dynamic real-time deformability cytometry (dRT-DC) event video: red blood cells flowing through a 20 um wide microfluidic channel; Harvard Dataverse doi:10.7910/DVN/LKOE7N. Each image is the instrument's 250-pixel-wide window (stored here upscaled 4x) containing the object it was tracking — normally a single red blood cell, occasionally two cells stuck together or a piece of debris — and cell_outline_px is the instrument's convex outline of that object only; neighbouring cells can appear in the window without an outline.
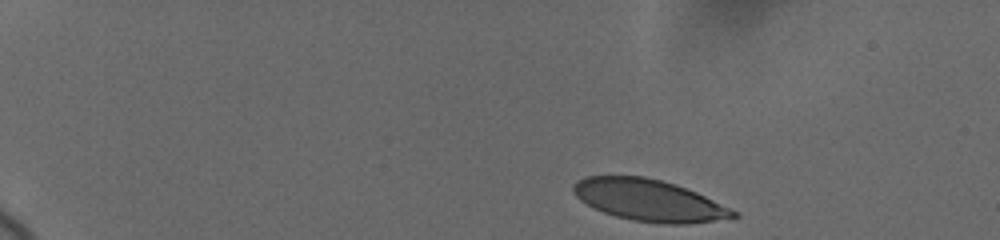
{"species": "human", "species_latin": "Homo sapiens", "temperature_condition": "cold", "stored_images_in_passage": 46, "camera_frame_rate_fps": 3000, "um_per_image_px": 0.085, "donor": {"sex": "female"}, "frame": {"image": 1, "passage_image": 1, "time_ms": 0.0, "image_size_px": [1000, 240], "cell_outline_px": [[740, 216], [684, 224], [664, 224], [632, 220], [616, 216], [604, 212], [580, 200], [572, 192], [572, 184], [576, 180], [584, 176], [644, 176], [676, 184], [696, 192], [740, 212]], "centroid_in_image_um": [55.15, 17.01], "position_along_channel_um": 29.9, "area_um2": 38.67}}
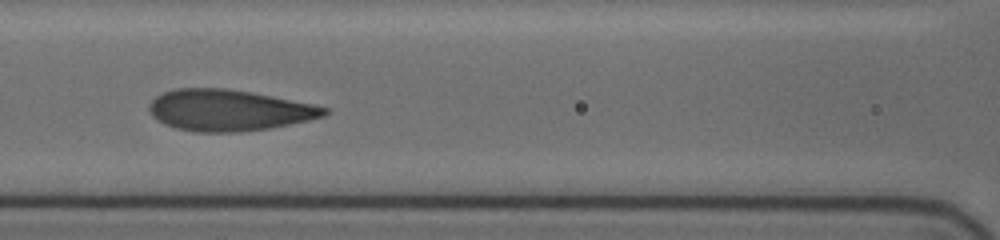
{"frame": {"image": 2, "passage_image": 19, "time_ms": 6.333, "image_size_px": [1000, 240], "cell_outline_px": [[328, 112], [324, 116], [308, 120], [268, 128], [240, 132], [192, 132], [176, 128], [164, 124], [152, 116], [148, 108], [148, 104], [156, 96], [164, 92], [176, 88], [224, 88], [252, 92], [316, 104], [328, 108]], "centroid_in_image_um": [19.43, 9.37], "position_along_channel_um": 147.2, "area_um2": 42.19}}
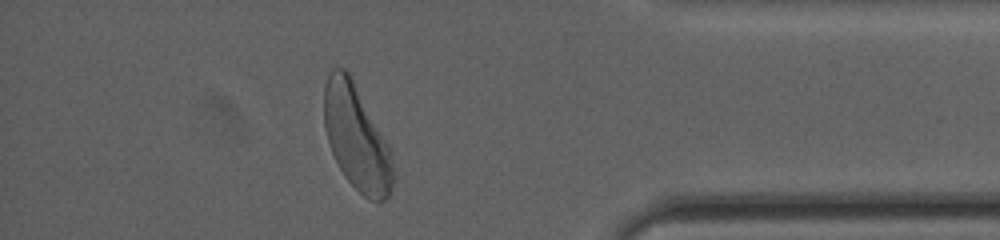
{"frame": {"image": 3, "passage_image": 39, "time_ms": 14.0, "image_size_px": [1000, 240], "cell_outline_px": [[396, 180], [388, 196], [380, 204], [368, 200], [344, 176], [332, 152], [324, 128], [324, 84], [332, 68], [344, 68], [348, 72], [388, 144], [396, 172]], "centroid_in_image_um": [30.33, 11.77], "position_along_channel_um": 404.9, "area_um2": 42.19}, "authors_computed_cell_mechanics": {"area_um2": 41.8761, "velocity_mm_per_s": 3.6469, "shape_relaxation_time_tau1_ms": 2.7181, "shape_relaxation_time_tau2_ms": null, "deformation_change_tau1": 0.1526, "deformation_change_tau2": null}}